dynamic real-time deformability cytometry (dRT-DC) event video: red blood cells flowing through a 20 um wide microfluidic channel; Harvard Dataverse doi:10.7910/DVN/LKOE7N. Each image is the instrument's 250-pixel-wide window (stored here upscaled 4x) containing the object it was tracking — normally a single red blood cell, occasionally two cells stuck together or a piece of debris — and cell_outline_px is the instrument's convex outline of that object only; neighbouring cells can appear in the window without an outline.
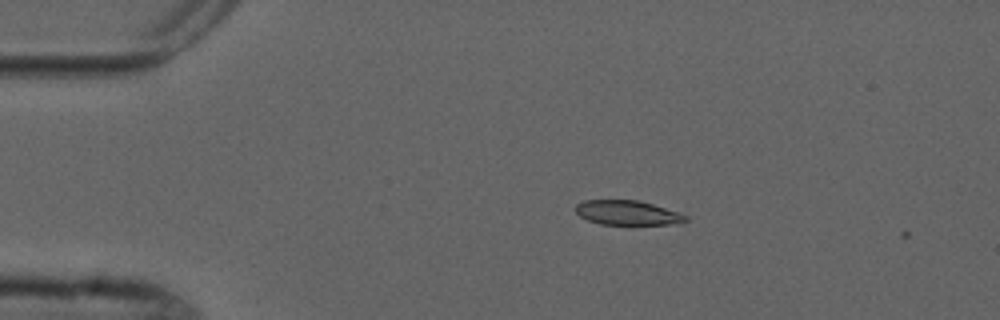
{"species": "common noctule bat (a hibernating species)", "species_latin": "Nyctalus noctula", "temperature_condition": "cold", "stored_images_in_passage": 2, "camera_frame_rate_fps": 3000, "um_per_image_px": 0.085, "animal": {"sex": "male", "forearm_length_mm": 52.5}, "frame": {"image": 1, "passage_image": 1, "time_ms": 0.0, "image_size_px": [1000, 320], "cell_outline_px": [[688, 220], [676, 224], [600, 224], [588, 220], [580, 216], [576, 212], [576, 204], [584, 200], [640, 200], [680, 212], [688, 216]], "centroid_in_image_um": [53.37, 18.08], "position_along_channel_um": 31.6, "area_um2": 15.78}}